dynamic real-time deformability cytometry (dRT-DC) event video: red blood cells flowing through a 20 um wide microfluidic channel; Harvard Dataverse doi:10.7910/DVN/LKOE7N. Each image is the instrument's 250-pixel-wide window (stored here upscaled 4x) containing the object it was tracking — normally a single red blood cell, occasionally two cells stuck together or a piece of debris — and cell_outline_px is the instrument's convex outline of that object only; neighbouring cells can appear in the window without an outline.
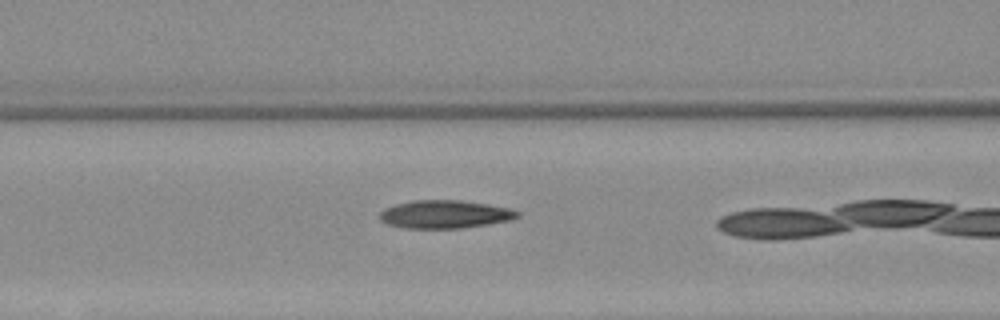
{"species": "Egyptian fruit bat (a non-hibernating species)", "species_latin": "Rousettus aegyptiacus", "temperature_condition": "warm", "stored_images_in_passage": 11, "camera_frame_rate_fps": 3000, "um_per_image_px": 0.085, "animal": {"sex": "female"}, "frame": {"image": 1, "passage_image": 10, "time_ms": 3.0, "image_size_px": [1000, 320], "cell_outline_px": [[520, 216], [512, 220], [488, 224], [460, 228], [404, 228], [388, 224], [380, 220], [380, 212], [384, 208], [396, 204], [412, 200], [460, 200], [488, 204], [508, 208], [520, 212]], "centroid_in_image_um": [37.82, 18.21], "position_along_channel_um": 128.8, "area_um2": 22.54}}